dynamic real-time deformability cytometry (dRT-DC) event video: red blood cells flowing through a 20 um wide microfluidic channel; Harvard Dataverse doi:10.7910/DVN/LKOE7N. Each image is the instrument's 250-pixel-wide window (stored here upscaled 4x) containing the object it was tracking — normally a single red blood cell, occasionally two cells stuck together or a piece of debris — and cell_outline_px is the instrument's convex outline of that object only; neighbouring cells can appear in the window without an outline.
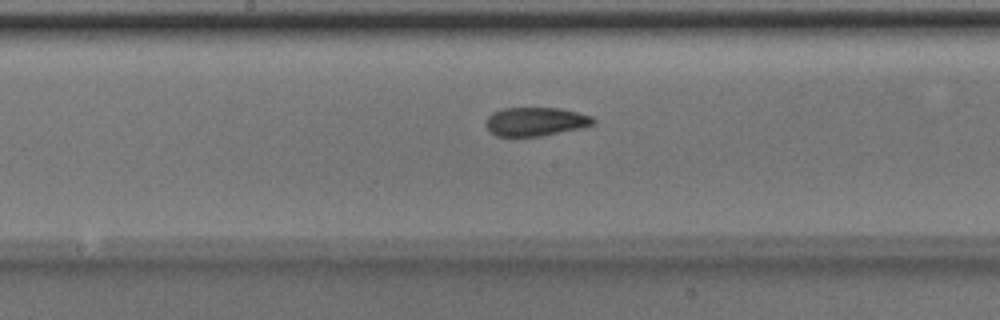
{"species": "Egyptian fruit bat (a non-hibernating species)", "species_latin": "Rousettus aegyptiacus", "temperature_condition": "room temperature", "stored_images_in_passage": 43, "camera_frame_rate_fps": 3000, "um_per_image_px": 0.085, "animal": {"sex": "male"}, "frame": {"image": 1, "passage_image": 27, "time_ms": 8.667, "image_size_px": [1000, 320], "cell_outline_px": [[596, 124], [584, 128], [540, 136], [512, 140], [496, 136], [488, 132], [484, 124], [488, 116], [492, 112], [504, 108], [560, 108], [592, 116], [596, 120]], "centroid_in_image_um": [45.47, 10.39], "position_along_channel_um": 202.7, "area_um2": 18.9}}
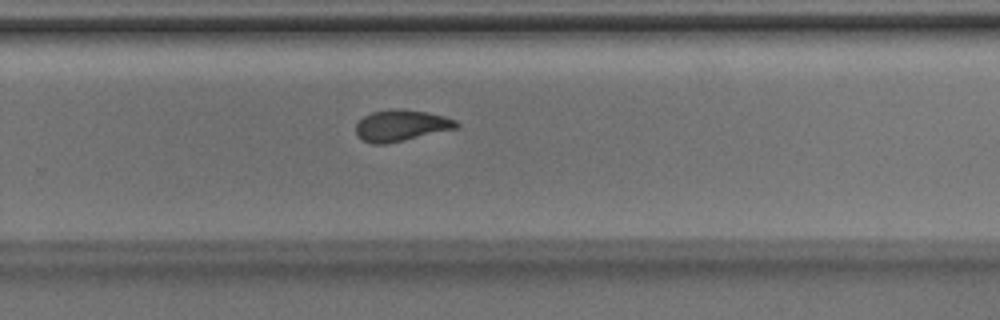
{"frame": {"image": 2, "passage_image": 34, "time_ms": 11.0, "image_size_px": [1000, 320], "cell_outline_px": [[460, 124], [456, 128], [404, 140], [384, 144], [372, 144], [356, 136], [356, 124], [364, 116], [372, 112], [388, 108], [404, 108], [444, 116], [456, 120]], "centroid_in_image_um": [34.07, 10.65], "position_along_channel_um": 295.7, "area_um2": 18.32}}
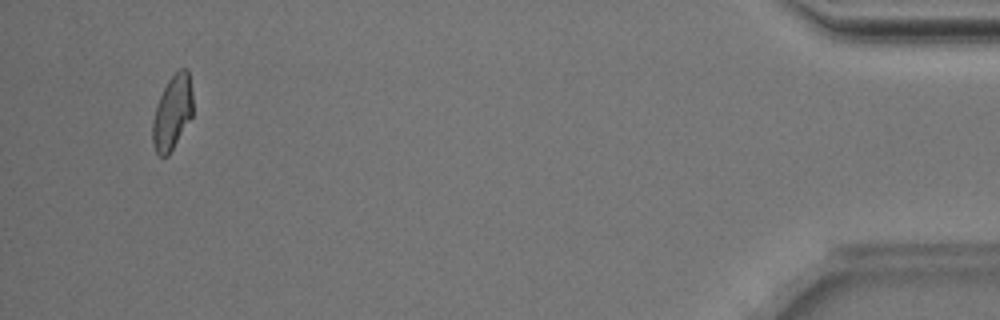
{"frame": {"image": 3, "passage_image": 43, "time_ms": 14.0, "image_size_px": [1000, 320], "cell_outline_px": [[192, 116], [168, 156], [160, 156], [156, 152], [152, 144], [152, 120], [156, 104], [168, 80], [180, 68], [188, 68], [192, 92]], "centroid_in_image_um": [14.63, 9.56], "position_along_channel_um": 420.6, "area_um2": 17.46}, "authors_computed_cell_mechanics": {"area_um2": 18.3226, "velocity_mm_per_s": 4.0137, "shape_relaxation_time_tau1_ms": 5.4001, "shape_relaxation_time_tau2_ms": 1.0298, "deformation_change_tau1": 0.1841, "deformation_change_tau2": 0.0638}}